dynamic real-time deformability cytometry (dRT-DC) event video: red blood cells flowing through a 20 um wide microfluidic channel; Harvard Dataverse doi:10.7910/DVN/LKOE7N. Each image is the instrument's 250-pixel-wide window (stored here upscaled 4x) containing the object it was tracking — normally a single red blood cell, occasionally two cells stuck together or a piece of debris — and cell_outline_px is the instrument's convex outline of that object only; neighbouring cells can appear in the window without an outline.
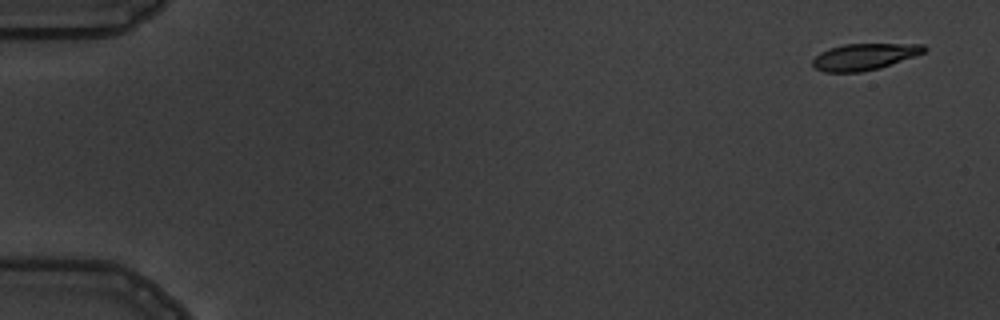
{"species": "common noctule bat (a hibernating species)", "species_latin": "Nyctalus noctula", "temperature_condition": "warm", "stored_images_in_passage": 4, "camera_frame_rate_fps": 3000, "um_per_image_px": 0.085, "animal": {"sex": "male", "body_mass_g": 19.5, "forearm_length_mm": 54.6}, "frame": {"image": 1, "passage_image": 1, "time_ms": 0.0, "image_size_px": [1000, 320], "cell_outline_px": [[928, 48], [924, 52], [880, 68], [860, 72], [824, 72], [816, 68], [812, 64], [812, 60], [820, 52], [828, 48], [844, 44], [924, 44]], "centroid_in_image_um": [73.44, 4.81], "position_along_channel_um": 11.6, "area_um2": 17.11}}
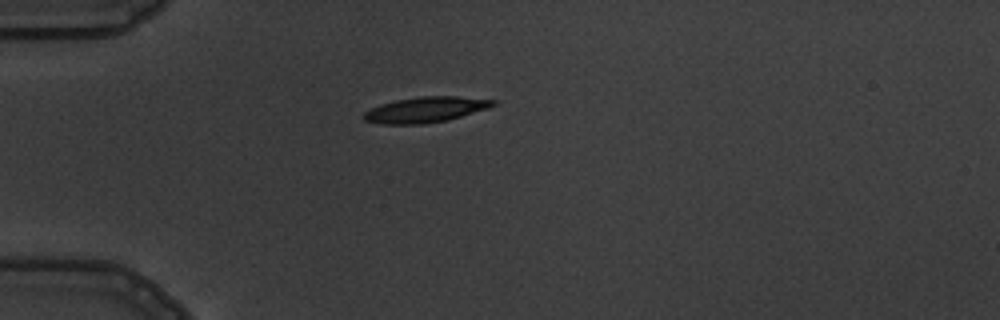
{"frame": {"image": 2, "passage_image": 4, "time_ms": 4.333, "image_size_px": [1000, 320], "cell_outline_px": [[496, 104], [488, 108], [448, 120], [424, 124], [380, 124], [364, 120], [364, 112], [380, 104], [396, 100], [420, 96], [456, 96], [496, 100]], "centroid_in_image_um": [36.17, 9.32], "position_along_channel_um": 48.8, "area_um2": 19.19}}